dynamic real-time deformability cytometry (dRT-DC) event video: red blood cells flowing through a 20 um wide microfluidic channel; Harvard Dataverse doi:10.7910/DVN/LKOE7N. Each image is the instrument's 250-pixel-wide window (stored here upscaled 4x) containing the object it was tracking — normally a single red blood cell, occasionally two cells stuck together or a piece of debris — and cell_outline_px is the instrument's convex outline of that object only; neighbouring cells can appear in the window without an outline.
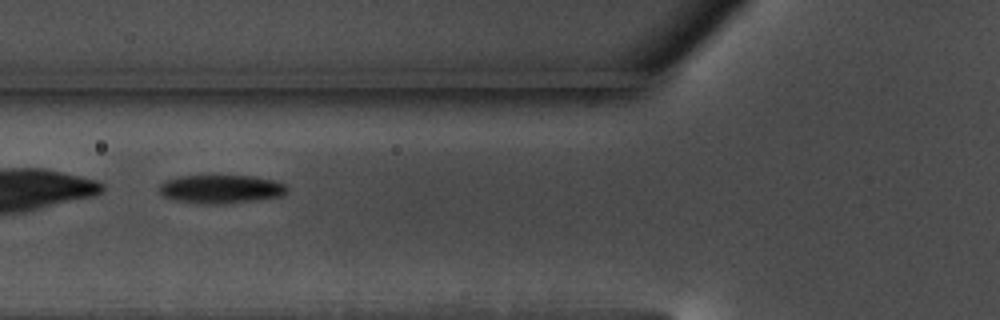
{"species": "common noctule bat (a hibernating species)", "species_latin": "Nyctalus noctula", "temperature_condition": "warm", "stored_images_in_passage": 57, "camera_frame_rate_fps": 3000, "um_per_image_px": 0.085, "animal": {"sex": "male", "body_mass_g": 17.5, "forearm_length_mm": 52.3}, "frame": {"image": 1, "passage_image": 22, "time_ms": 7.0, "image_size_px": [1000, 320], "cell_outline_px": [[288, 188], [280, 196], [256, 200], [176, 200], [164, 196], [160, 192], [160, 184], [164, 180], [180, 176], [248, 176], [272, 180], [284, 184]], "centroid_in_image_um": [18.77, 16.0], "position_along_channel_um": 107.0, "area_um2": 19.48}}
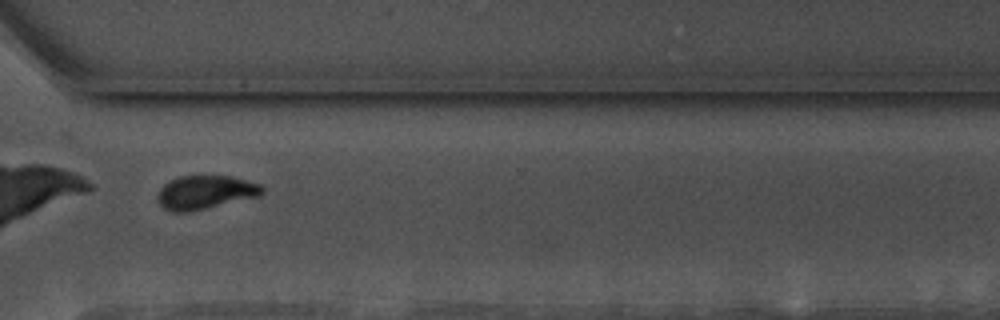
{"frame": {"image": 2, "passage_image": 43, "time_ms": 14.0, "image_size_px": [1000, 320], "cell_outline_px": [[264, 192], [260, 196], [192, 212], [172, 212], [164, 208], [160, 204], [160, 188], [168, 180], [180, 176], [232, 176], [260, 184], [264, 188]], "centroid_in_image_um": [17.49, 16.35], "position_along_channel_um": 353.1, "area_um2": 20.58}, "authors_computed_cell_mechanics": {"area_um2": 22.0796, "velocity_mm_per_s": 3.5161, "shape_relaxation_time_tau1_ms": 2.7833, "shape_relaxation_time_tau2_ms": 2.6356, "deformation_change_tau1": 0.151, "deformation_change_tau2": 0.0859}}